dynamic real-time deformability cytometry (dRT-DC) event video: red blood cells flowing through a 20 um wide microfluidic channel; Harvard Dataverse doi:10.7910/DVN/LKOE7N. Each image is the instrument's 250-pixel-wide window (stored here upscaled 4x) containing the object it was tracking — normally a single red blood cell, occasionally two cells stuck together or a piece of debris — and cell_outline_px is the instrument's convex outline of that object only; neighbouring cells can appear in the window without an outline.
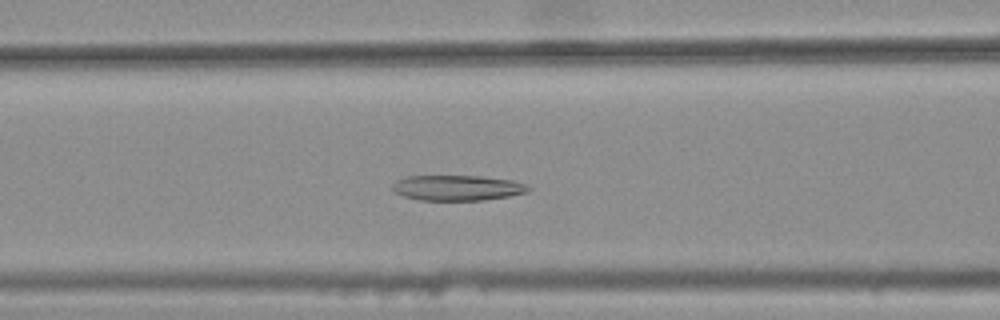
{"species": "common noctule bat (a hibernating species)", "species_latin": "Nyctalus noctula", "temperature_condition": "warm", "stored_images_in_passage": 43, "camera_frame_rate_fps": 3000, "um_per_image_px": 0.085, "animal": {"sex": "female", "body_mass_g": 25.1}, "frame": {"image": 1, "passage_image": 20, "time_ms": 6.333, "image_size_px": [1000, 320], "cell_outline_px": [[532, 188], [528, 192], [508, 196], [484, 200], [420, 200], [404, 196], [392, 192], [392, 184], [396, 180], [408, 176], [480, 176], [512, 180], [528, 184]], "centroid_in_image_um": [38.88, 15.96], "position_along_channel_um": 127.7, "area_um2": 20.23}}
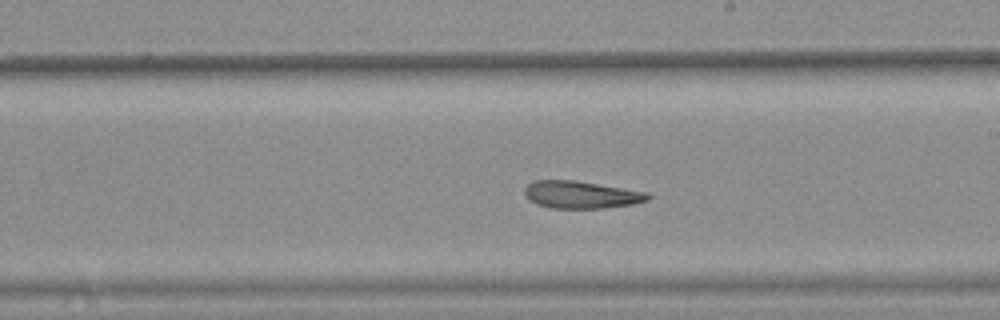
{"frame": {"image": 2, "passage_image": 29, "time_ms": 9.333, "image_size_px": [1000, 320], "cell_outline_px": [[652, 196], [648, 200], [632, 204], [604, 208], [552, 208], [536, 204], [528, 200], [524, 196], [524, 188], [532, 180], [572, 180], [648, 192]], "centroid_in_image_um": [49.35, 16.55], "position_along_channel_um": 239.6, "area_um2": 19.71}}
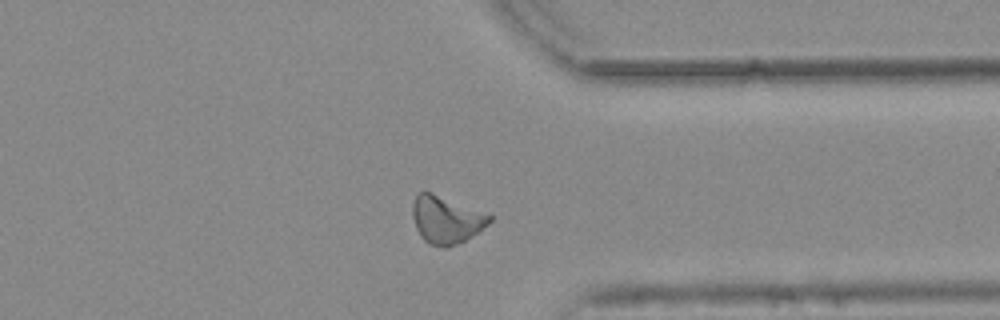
{"frame": {"image": 3, "passage_image": 40, "time_ms": 13.0, "image_size_px": [1000, 320], "cell_outline_px": [[492, 220], [488, 224], [464, 240], [456, 244], [444, 248], [428, 244], [420, 236], [416, 228], [412, 216], [412, 204], [416, 192], [432, 192], [492, 216]], "centroid_in_image_um": [37.86, 18.67], "position_along_channel_um": 373.5, "area_um2": 21.04}, "authors_computed_cell_mechanics": {"area_um2": 21.0392, "velocity_mm_per_s": 3.7392, "shape_relaxation_time_tau1_ms": null, "shape_relaxation_time_tau2_ms": 5.9044, "deformation_change_tau1": null, "deformation_change_tau2": 0.1665}}